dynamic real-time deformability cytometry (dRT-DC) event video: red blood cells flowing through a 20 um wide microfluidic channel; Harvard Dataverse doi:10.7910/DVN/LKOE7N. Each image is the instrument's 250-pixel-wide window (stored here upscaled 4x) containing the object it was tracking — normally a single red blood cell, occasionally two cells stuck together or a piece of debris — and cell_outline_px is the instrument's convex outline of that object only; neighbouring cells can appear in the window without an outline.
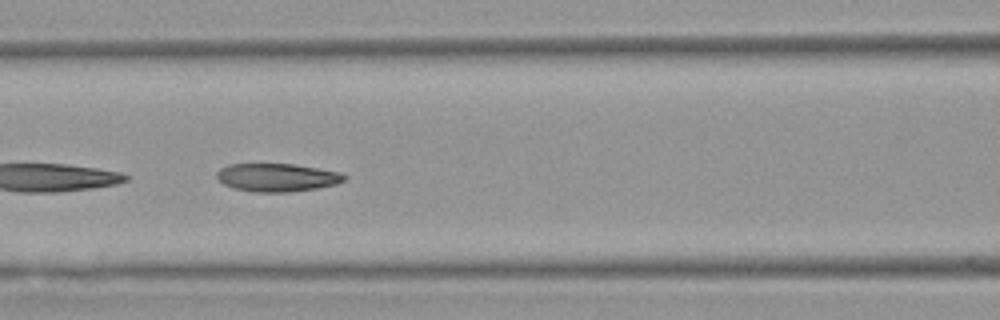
{"species": "Egyptian fruit bat (a non-hibernating species)", "species_latin": "Rousettus aegyptiacus", "temperature_condition": "warm", "stored_images_in_passage": 37, "camera_frame_rate_fps": 3000, "um_per_image_px": 0.085, "animal": {"sex": "female"}, "frame": {"image": 1, "passage_image": 22, "time_ms": 7.0, "image_size_px": [1000, 320], "cell_outline_px": [[348, 176], [344, 180], [336, 184], [316, 188], [288, 192], [252, 192], [236, 188], [224, 184], [216, 176], [216, 172], [220, 168], [228, 164], [292, 164], [340, 172]], "centroid_in_image_um": [23.54, 15.08], "position_along_channel_um": 143.1, "area_um2": 20.75}}
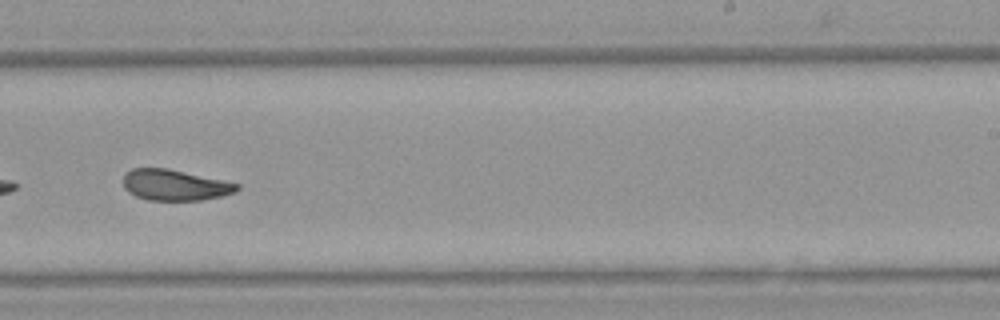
{"frame": {"image": 2, "passage_image": 32, "time_ms": 10.333, "image_size_px": [1000, 320], "cell_outline_px": [[240, 188], [236, 192], [220, 196], [200, 200], [148, 200], [136, 196], [128, 192], [124, 188], [124, 172], [132, 168], [168, 168], [240, 184]], "centroid_in_image_um": [14.84, 15.72], "position_along_channel_um": 274.2, "area_um2": 20.46}}